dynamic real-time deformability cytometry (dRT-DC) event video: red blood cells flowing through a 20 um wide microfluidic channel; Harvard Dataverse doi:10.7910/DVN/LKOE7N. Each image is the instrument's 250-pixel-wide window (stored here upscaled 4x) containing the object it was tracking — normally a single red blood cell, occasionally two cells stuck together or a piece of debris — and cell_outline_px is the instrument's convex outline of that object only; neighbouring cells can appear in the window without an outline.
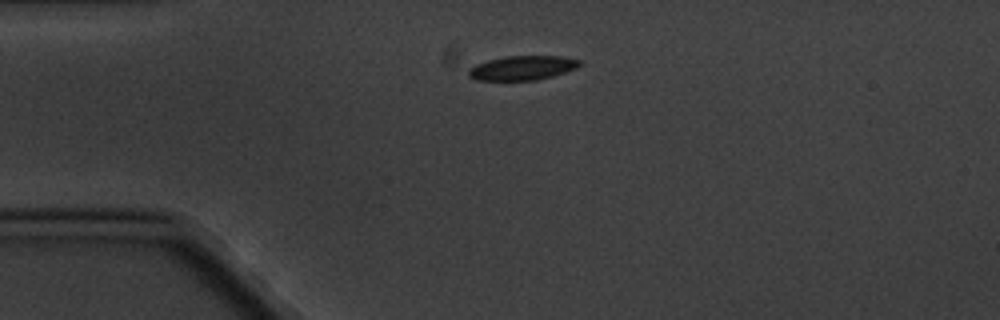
{"species": "common noctule bat (a hibernating species)", "species_latin": "Nyctalus noctula", "temperature_condition": "cold", "stored_images_in_passage": 1, "camera_frame_rate_fps": 3000, "um_per_image_px": 0.085, "animal": {"sex": "male", "body_mass_g": 20.1, "forearm_length_mm": 53.5}, "frame": {"image": 1, "passage_image": 1, "time_ms": 0.0, "image_size_px": [1000, 320], "cell_outline_px": [[584, 64], [576, 68], [552, 76], [536, 80], [476, 80], [468, 76], [468, 68], [476, 64], [488, 60], [504, 56], [564, 56], [584, 60]], "centroid_in_image_um": [44.44, 5.76], "position_along_channel_um": 40.6, "area_um2": 15.95}}